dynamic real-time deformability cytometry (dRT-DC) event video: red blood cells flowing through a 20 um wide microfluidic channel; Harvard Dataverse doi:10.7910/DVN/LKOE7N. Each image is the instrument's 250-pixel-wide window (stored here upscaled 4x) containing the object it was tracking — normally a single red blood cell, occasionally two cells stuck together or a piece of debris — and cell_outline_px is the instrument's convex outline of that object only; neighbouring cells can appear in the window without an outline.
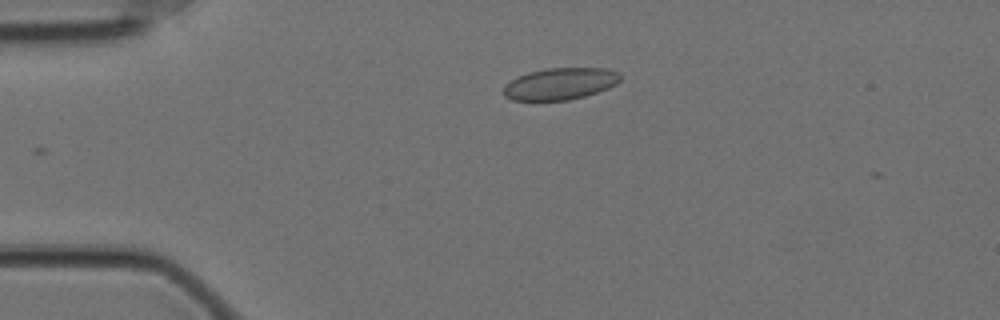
{"species": "Egyptian fruit bat (a non-hibernating species)", "species_latin": "Rousettus aegyptiacus", "temperature_condition": "cold", "stored_images_in_passage": 34, "camera_frame_rate_fps": 3000, "um_per_image_px": 0.085, "animal": {"sex": "female"}, "frame": {"image": 1, "passage_image": 1, "time_ms": 0.0, "image_size_px": [1000, 320], "cell_outline_px": [[620, 80], [616, 84], [608, 88], [584, 96], [568, 100], [512, 100], [504, 96], [504, 84], [516, 76], [528, 72], [548, 68], [604, 68], [616, 72], [620, 76]], "centroid_in_image_um": [47.57, 7.12], "position_along_channel_um": 37.4, "area_um2": 21.56}}
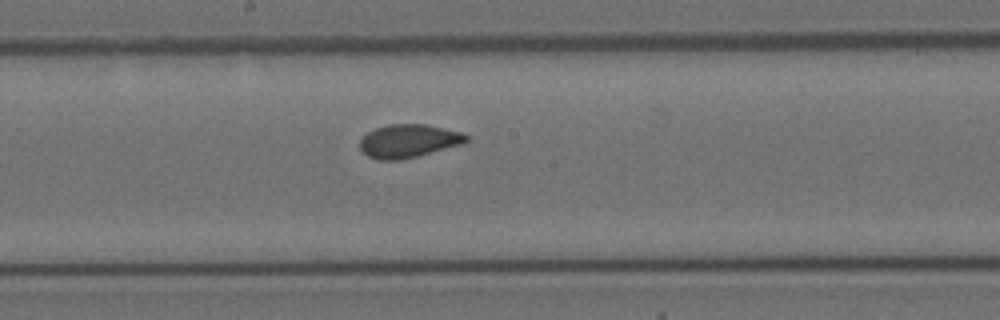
{"frame": {"image": 2, "passage_image": 19, "time_ms": 6.0, "image_size_px": [1000, 320], "cell_outline_px": [[468, 140], [464, 144], [400, 160], [376, 160], [368, 156], [360, 148], [360, 140], [368, 132], [376, 128], [388, 124], [424, 124], [460, 132], [468, 136]], "centroid_in_image_um": [34.72, 11.99], "position_along_channel_um": 213.5, "area_um2": 20.46}}
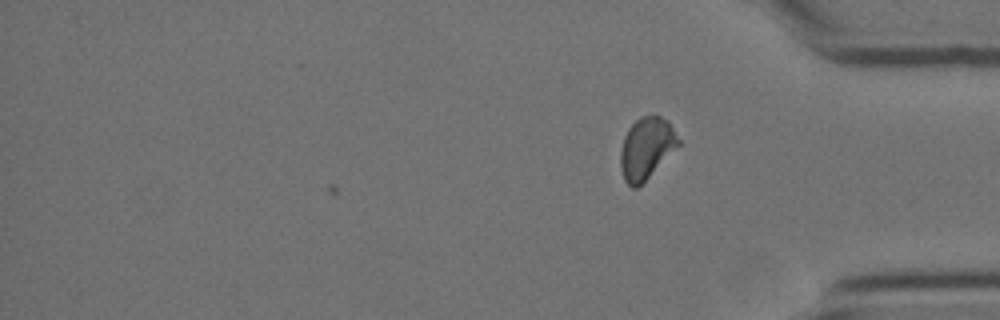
{"frame": {"image": 3, "passage_image": 34, "time_ms": 11.0, "image_size_px": [1000, 320], "cell_outline_px": [[680, 144], [636, 188], [632, 188], [624, 180], [620, 168], [620, 152], [624, 136], [628, 128], [640, 116], [656, 112], [668, 120], [680, 140]], "centroid_in_image_um": [54.93, 12.53], "position_along_channel_um": 380.3, "area_um2": 20.81}}